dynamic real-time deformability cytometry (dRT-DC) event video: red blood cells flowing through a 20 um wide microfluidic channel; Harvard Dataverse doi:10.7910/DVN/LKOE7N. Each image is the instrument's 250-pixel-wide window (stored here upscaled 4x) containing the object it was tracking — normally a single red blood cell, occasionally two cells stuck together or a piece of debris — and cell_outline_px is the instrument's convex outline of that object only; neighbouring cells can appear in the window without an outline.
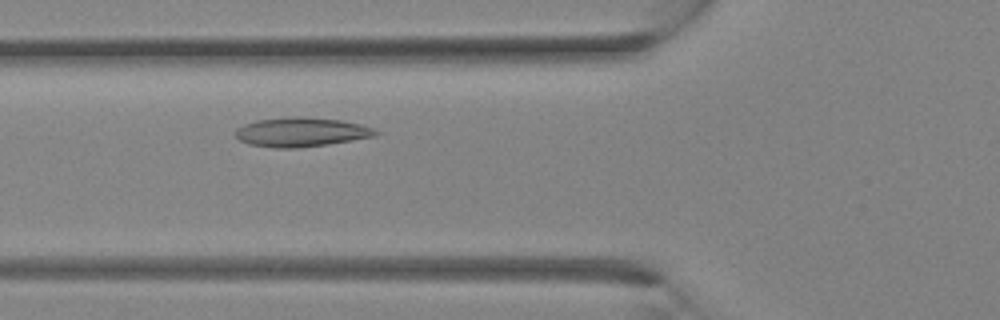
{"species": "Egyptian fruit bat (a non-hibernating species)", "species_latin": "Rousettus aegyptiacus", "temperature_condition": "room temperature", "stored_images_in_passage": 8, "camera_frame_rate_fps": 3000, "um_per_image_px": 0.085, "animal": {"sex": "female"}, "frame": {"image": 1, "passage_image": 8, "time_ms": 2.333, "image_size_px": [1000, 320], "cell_outline_px": [[380, 132], [372, 136], [328, 144], [296, 148], [276, 148], [248, 144], [240, 140], [236, 136], [236, 128], [244, 124], [256, 120], [296, 116], [300, 116], [340, 120], [360, 124], [372, 128]], "centroid_in_image_um": [25.55, 11.22], "position_along_channel_um": 100.2, "area_um2": 23.64}}